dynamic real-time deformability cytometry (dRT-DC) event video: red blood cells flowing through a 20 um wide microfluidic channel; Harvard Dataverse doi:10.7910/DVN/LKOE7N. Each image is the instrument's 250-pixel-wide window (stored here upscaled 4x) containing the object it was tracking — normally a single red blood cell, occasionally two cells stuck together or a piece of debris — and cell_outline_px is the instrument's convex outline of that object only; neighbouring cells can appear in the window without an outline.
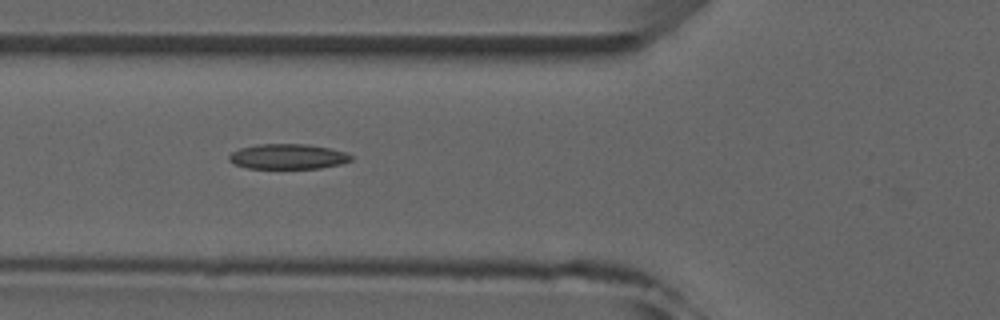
{"species": "common noctule bat (a hibernating species)", "species_latin": "Nyctalus noctula", "temperature_condition": "room temperature", "stored_images_in_passage": 4, "camera_frame_rate_fps": 3000, "um_per_image_px": 0.085, "animal": {"sex": "male", "forearm_length_mm": 52.5}, "frame": {"image": 1, "passage_image": 2, "time_ms": 1.0, "image_size_px": [1000, 320], "cell_outline_px": [[352, 160], [340, 164], [320, 168], [248, 168], [232, 164], [228, 160], [228, 156], [232, 152], [240, 148], [256, 144], [304, 144], [328, 148], [344, 152], [352, 156]], "centroid_in_image_um": [24.41, 13.31], "position_along_channel_um": 101.4, "area_um2": 17.8}}
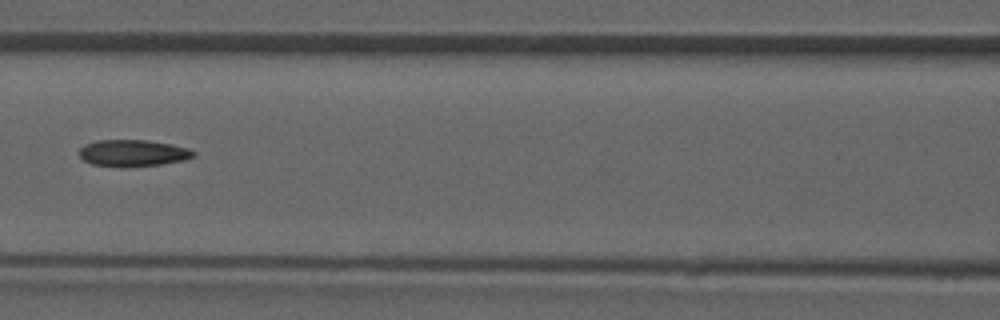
{"frame": {"image": 2, "passage_image": 3, "time_ms": 2.333, "image_size_px": [1000, 320], "cell_outline_px": [[196, 152], [192, 156], [184, 160], [160, 164], [124, 168], [92, 164], [84, 160], [80, 156], [80, 148], [84, 144], [96, 140], [144, 140], [172, 144], [188, 148]], "centroid_in_image_um": [11.27, 13.01], "position_along_channel_um": 155.3, "area_um2": 17.8}}